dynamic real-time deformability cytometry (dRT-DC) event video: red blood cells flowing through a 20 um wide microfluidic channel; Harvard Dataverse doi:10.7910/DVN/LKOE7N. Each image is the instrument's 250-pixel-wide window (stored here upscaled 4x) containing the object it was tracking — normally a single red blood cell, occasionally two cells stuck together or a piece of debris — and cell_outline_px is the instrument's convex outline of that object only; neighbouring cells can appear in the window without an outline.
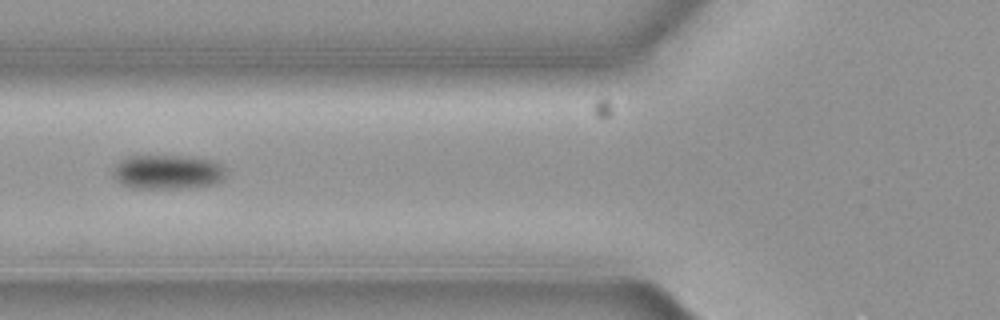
{"species": "common noctule bat (a hibernating species)", "species_latin": "Nyctalus noctula", "temperature_condition": "cold", "stored_images_in_passage": 17, "camera_frame_rate_fps": 3000, "um_per_image_px": 0.085, "animal": {"sex": "female", "body_mass_g": 19.3, "forearm_length_mm": 54.1}, "frame": {"image": 1, "passage_image": 8, "time_ms": 2.333, "image_size_px": [1000, 320], "cell_outline_px": [[224, 176], [216, 184], [192, 188], [132, 188], [116, 180], [112, 172], [116, 164], [128, 156], [180, 156], [212, 160], [220, 164], [224, 168]], "centroid_in_image_um": [14.24, 14.63], "position_along_channel_um": 111.6, "area_um2": 22.48}}